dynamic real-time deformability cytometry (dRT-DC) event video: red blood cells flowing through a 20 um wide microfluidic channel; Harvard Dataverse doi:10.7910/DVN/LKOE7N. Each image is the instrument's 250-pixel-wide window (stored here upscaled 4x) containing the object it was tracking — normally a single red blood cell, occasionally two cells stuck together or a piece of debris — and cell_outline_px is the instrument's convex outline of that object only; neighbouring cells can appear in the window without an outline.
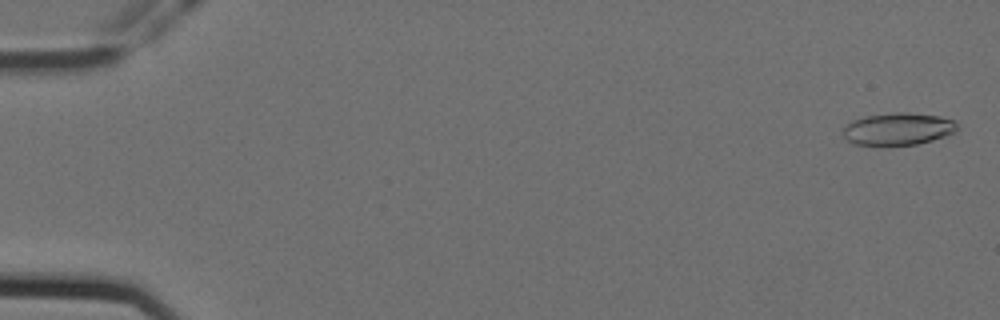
{"species": "Egyptian fruit bat (a non-hibernating species)", "species_latin": "Rousettus aegyptiacus", "temperature_condition": "cold", "stored_images_in_passage": 57, "camera_frame_rate_fps": 3000, "um_per_image_px": 0.085, "animal": {"sex": "female"}, "frame": {"image": 1, "passage_image": 2, "time_ms": 0.333, "image_size_px": [1000, 320], "cell_outline_px": [[956, 132], [932, 140], [916, 144], [884, 148], [880, 148], [852, 144], [844, 136], [844, 128], [852, 120], [864, 116], [896, 112], [904, 112], [940, 116], [956, 120]], "centroid_in_image_um": [76.3, 11.0], "position_along_channel_um": 8.7, "area_um2": 22.14}}
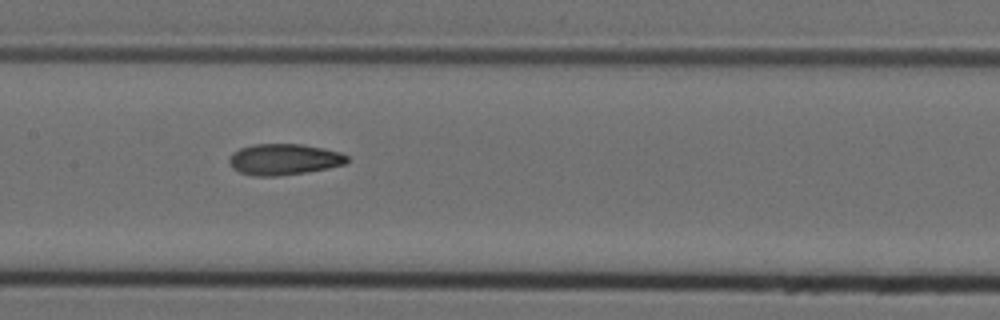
{"frame": {"image": 2, "passage_image": 29, "time_ms": 9.333, "image_size_px": [1000, 320], "cell_outline_px": [[348, 160], [344, 164], [328, 168], [304, 172], [276, 176], [252, 176], [240, 172], [232, 168], [228, 160], [232, 152], [240, 148], [252, 144], [300, 144], [324, 148], [340, 152], [348, 156]], "centroid_in_image_um": [24.11, 13.54], "position_along_channel_um": 183.3, "area_um2": 21.39}}
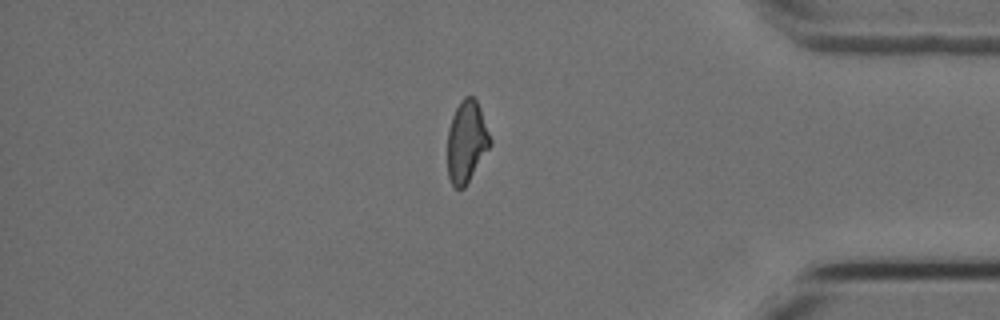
{"frame": {"image": 3, "passage_image": 49, "time_ms": 16.0, "image_size_px": [1000, 320], "cell_outline_px": [[492, 144], [464, 188], [456, 188], [452, 184], [448, 176], [448, 128], [452, 116], [460, 100], [464, 96], [472, 96], [476, 100], [480, 108], [492, 140]], "centroid_in_image_um": [39.66, 12.02], "position_along_channel_um": 395.5, "area_um2": 20.29}, "authors_computed_cell_mechanics": {"area_um2": 21.386, "velocity_mm_per_s": 3.5724, "shape_relaxation_time_tau1_ms": null, "shape_relaxation_time_tau2_ms": 3.4228, "deformation_change_tau1": null, "deformation_change_tau2": 0.1057}}